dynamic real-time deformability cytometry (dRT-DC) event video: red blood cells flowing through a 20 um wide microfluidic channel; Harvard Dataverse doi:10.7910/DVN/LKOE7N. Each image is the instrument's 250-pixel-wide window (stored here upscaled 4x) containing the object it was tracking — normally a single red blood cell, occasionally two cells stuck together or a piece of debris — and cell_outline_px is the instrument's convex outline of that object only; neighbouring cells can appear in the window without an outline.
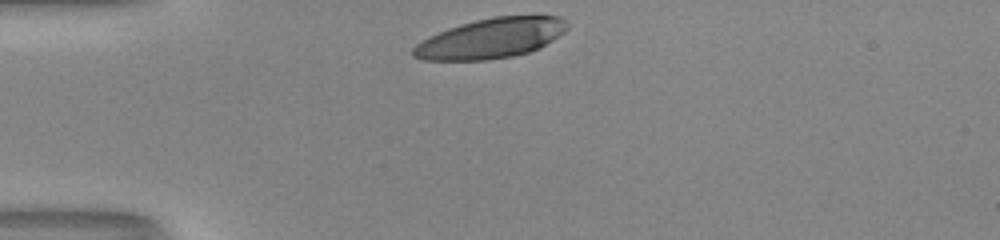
{"species": "human", "species_latin": "Homo sapiens", "temperature_condition": "room temperature", "stored_images_in_passage": 29, "camera_frame_rate_fps": 3000, "um_per_image_px": 0.085, "donor": {"sex": "male"}, "frame": {"image": 1, "passage_image": 1, "time_ms": 0.0, "image_size_px": [1000, 240], "cell_outline_px": [[568, 28], [564, 32], [540, 48], [528, 52], [512, 56], [488, 60], [420, 60], [412, 56], [412, 48], [416, 44], [428, 36], [448, 28], [460, 24], [492, 16], [560, 16], [568, 24]], "centroid_in_image_um": [41.7, 3.26], "position_along_channel_um": 43.3, "area_um2": 35.95}}
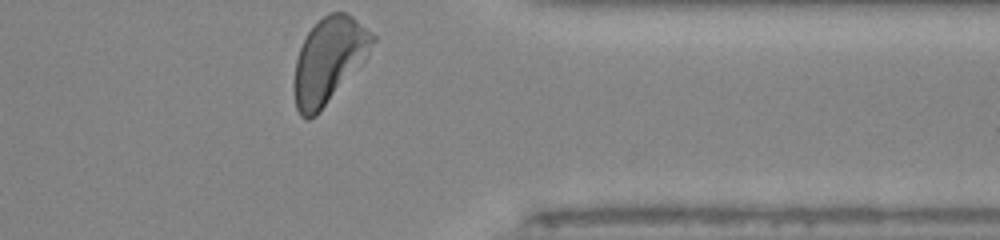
{"frame": {"image": 2, "passage_image": 29, "time_ms": 9.333, "image_size_px": [1000, 240], "cell_outline_px": [[376, 40], [364, 64], [316, 116], [308, 120], [304, 120], [300, 116], [296, 108], [292, 88], [292, 84], [296, 60], [300, 48], [308, 32], [328, 12], [344, 12], [352, 16], [372, 32], [376, 36]], "centroid_in_image_um": [27.96, 5.18], "position_along_channel_um": 383.4, "area_um2": 39.71}, "authors_computed_cell_mechanics": {"area_um2": 38.5526, "velocity_mm_per_s": 4.0802, "shape_relaxation_time_tau1_ms": 4.168, "shape_relaxation_time_tau2_ms": 1.5316, "deformation_change_tau1": 0.1915, "deformation_change_tau2": 0.0647}}